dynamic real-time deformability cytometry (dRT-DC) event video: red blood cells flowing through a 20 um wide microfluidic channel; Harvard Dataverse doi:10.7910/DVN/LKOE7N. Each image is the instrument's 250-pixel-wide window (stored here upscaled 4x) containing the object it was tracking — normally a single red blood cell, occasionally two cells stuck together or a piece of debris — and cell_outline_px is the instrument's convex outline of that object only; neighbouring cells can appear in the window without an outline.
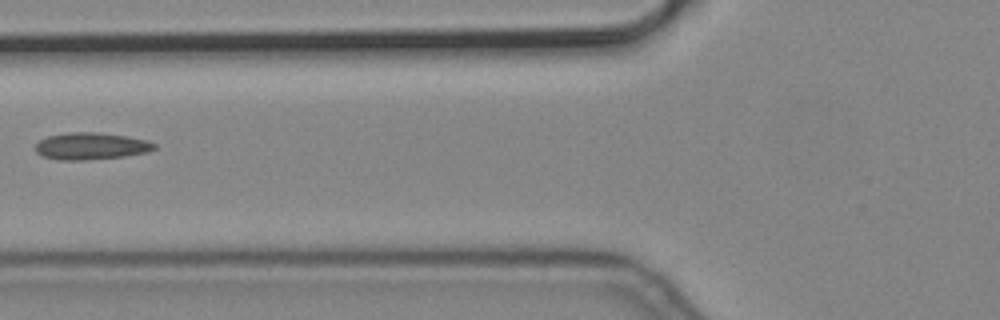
{"species": "common noctule bat (a hibernating species)", "species_latin": "Nyctalus noctula", "temperature_condition": "cold", "stored_images_in_passage": 7, "camera_frame_rate_fps": 3000, "um_per_image_px": 0.085, "animal": {"sex": "male", "body_mass_g": 19.2, "forearm_length_mm": 51.8}, "frame": {"image": 1, "passage_image": 7, "time_ms": 2.0, "image_size_px": [1000, 320], "cell_outline_px": [[156, 148], [148, 152], [124, 156], [84, 160], [60, 160], [40, 156], [36, 152], [36, 144], [40, 140], [48, 136], [68, 132], [100, 132], [128, 136], [148, 140], [156, 144]], "centroid_in_image_um": [7.75, 12.41], "position_along_channel_um": 118.1, "area_um2": 18.84}}